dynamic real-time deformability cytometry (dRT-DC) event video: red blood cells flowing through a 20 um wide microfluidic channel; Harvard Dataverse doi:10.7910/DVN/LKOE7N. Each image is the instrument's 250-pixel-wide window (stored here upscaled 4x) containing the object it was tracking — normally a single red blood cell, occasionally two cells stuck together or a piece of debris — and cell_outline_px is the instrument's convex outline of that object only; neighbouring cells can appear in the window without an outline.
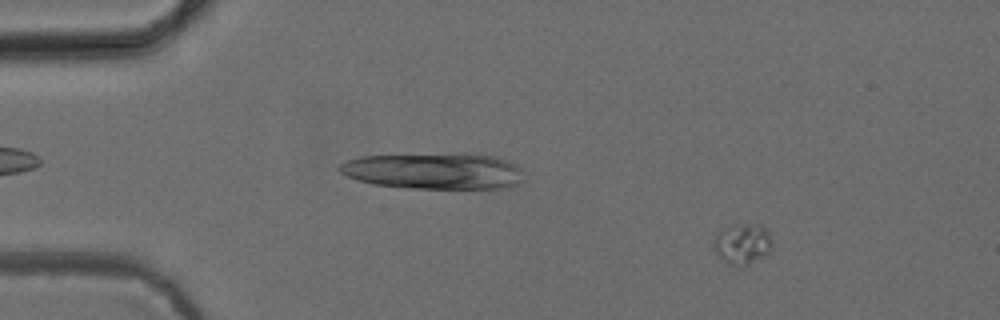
{"species": "common noctule bat (a hibernating species)", "species_latin": "Nyctalus noctula", "temperature_condition": "cold", "stored_images_in_passage": 54, "camera_frame_rate_fps": 3000, "um_per_image_px": 0.085, "animal": {"sex": "female", "body_mass_g": 24.6, "forearm_length_mm": 56.2}, "frame": {"image": 1, "passage_image": 8, "time_ms": 2.333, "image_size_px": [1000, 320], "cell_outline_px": [[772, 248], [764, 256], [744, 268], [740, 268], [728, 264], [720, 260], [712, 248], [712, 240], [716, 232], [724, 228], [736, 224], [760, 224], [768, 228], [772, 240]], "centroid_in_image_um": [63.08, 20.75], "position_along_channel_um": 21.9, "area_um2": 14.68}}
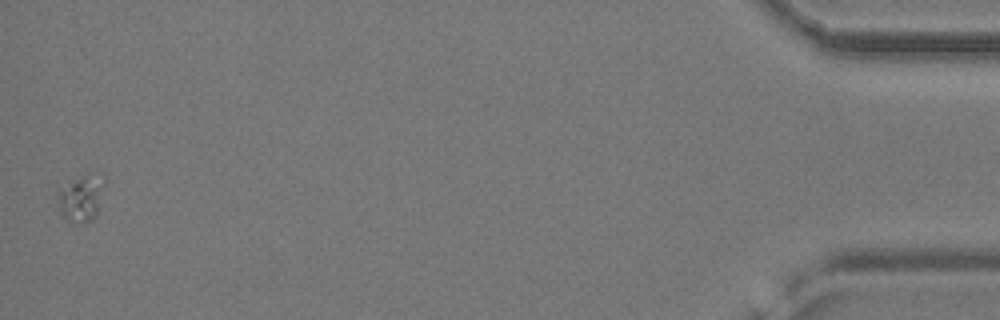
{"frame": {"image": 2, "passage_image": 54, "time_ms": 17.667, "image_size_px": [1000, 320], "cell_outline_px": [[108, 180], [96, 216], [92, 220], [80, 224], [72, 224], [60, 216], [56, 188], [72, 180], [84, 176], [100, 172]], "centroid_in_image_um": [6.92, 16.84], "position_along_channel_um": 428.3, "area_um2": 13.58}}